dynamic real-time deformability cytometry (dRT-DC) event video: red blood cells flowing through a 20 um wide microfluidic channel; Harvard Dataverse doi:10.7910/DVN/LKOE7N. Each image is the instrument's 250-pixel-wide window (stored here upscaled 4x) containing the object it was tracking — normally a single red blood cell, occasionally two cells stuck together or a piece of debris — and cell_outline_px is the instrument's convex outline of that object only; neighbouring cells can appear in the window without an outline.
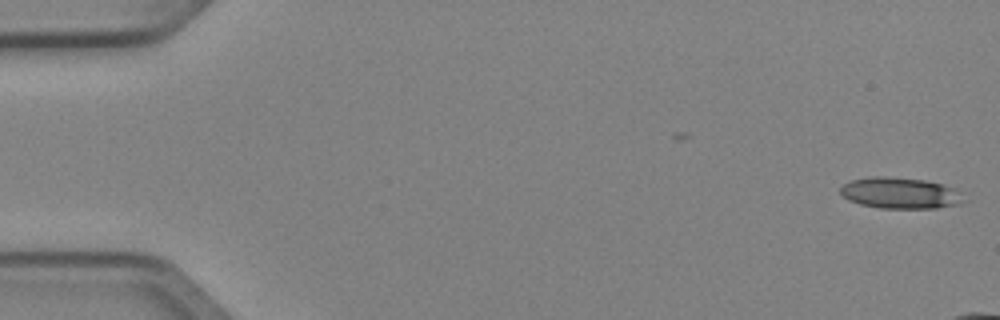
{"species": "Egyptian fruit bat (a non-hibernating species)", "species_latin": "Rousettus aegyptiacus", "temperature_condition": "cold", "stored_images_in_passage": 9, "camera_frame_rate_fps": 3000, "um_per_image_px": 0.085, "animal": {"sex": "female"}, "frame": {"image": 1, "passage_image": 1, "time_ms": 0.0, "image_size_px": [1000, 320], "cell_outline_px": [[968, 200], [960, 204], [936, 208], [880, 208], [860, 204], [848, 200], [840, 196], [840, 188], [844, 184], [852, 180], [872, 176], [884, 176], [924, 180], [940, 184], [952, 188]], "centroid_in_image_um": [76.48, 16.42], "position_along_channel_um": 8.5, "area_um2": 22.37}}